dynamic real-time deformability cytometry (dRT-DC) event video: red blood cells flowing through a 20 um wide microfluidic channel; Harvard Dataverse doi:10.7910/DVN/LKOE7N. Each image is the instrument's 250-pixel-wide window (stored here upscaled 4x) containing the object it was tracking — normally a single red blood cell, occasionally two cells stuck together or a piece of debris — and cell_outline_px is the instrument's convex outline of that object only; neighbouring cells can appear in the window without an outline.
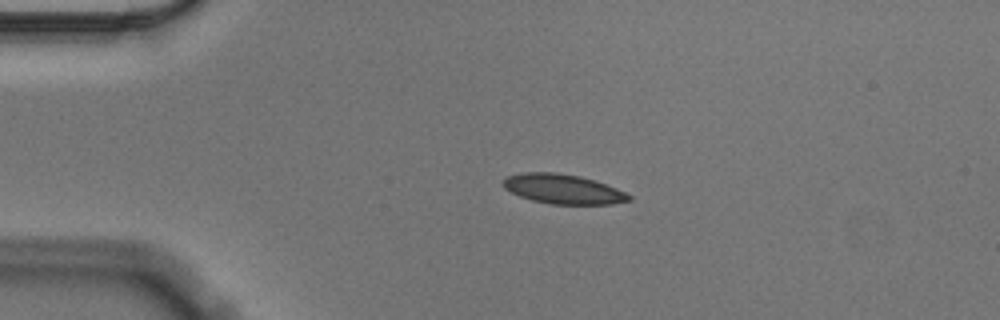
{"species": "Egyptian fruit bat (a non-hibernating species)", "species_latin": "Rousettus aegyptiacus", "temperature_condition": "cold", "stored_images_in_passage": 45, "camera_frame_rate_fps": 3000, "um_per_image_px": 0.085, "animal": {"sex": "male"}, "frame": {"image": 1, "passage_image": 1, "time_ms": 0.0, "image_size_px": [1000, 320], "cell_outline_px": [[632, 200], [612, 204], [552, 204], [532, 200], [520, 196], [504, 188], [504, 176], [524, 172], [556, 172], [580, 176], [616, 188], [632, 196]], "centroid_in_image_um": [47.85, 16.06], "position_along_channel_um": 37.2, "area_um2": 21.56}}
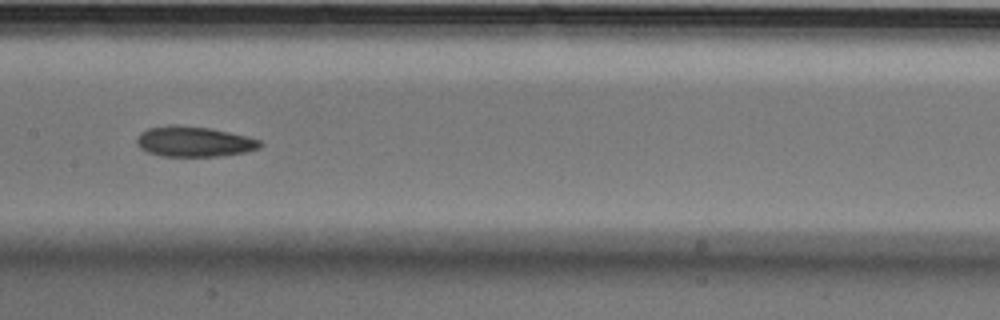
{"frame": {"image": 2, "passage_image": 17, "time_ms": 5.333, "image_size_px": [1000, 320], "cell_outline_px": [[264, 144], [260, 148], [244, 152], [220, 156], [160, 156], [148, 152], [140, 148], [136, 144], [136, 140], [140, 132], [148, 128], [172, 124], [176, 124], [208, 128], [228, 132], [260, 140]], "centroid_in_image_um": [16.46, 12.03], "position_along_channel_um": 190.9, "area_um2": 21.79}}
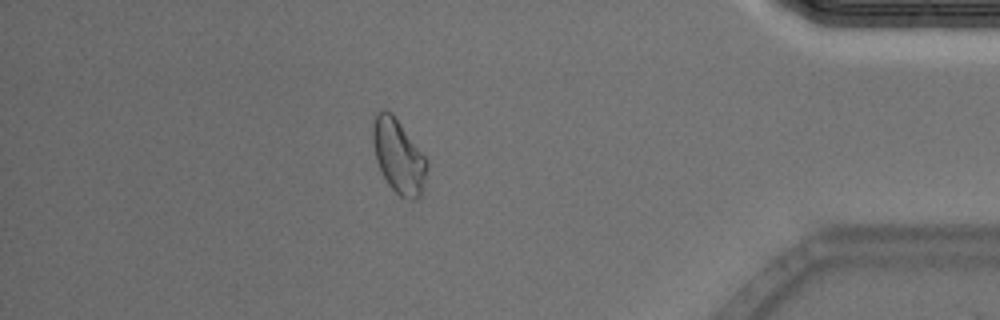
{"frame": {"image": 3, "passage_image": 38, "time_ms": 12.333, "image_size_px": [1000, 320], "cell_outline_px": [[428, 164], [420, 196], [416, 200], [412, 200], [400, 196], [388, 184], [376, 160], [372, 144], [372, 124], [376, 112], [384, 108], [392, 112], [428, 160]], "centroid_in_image_um": [33.85, 13.23], "position_along_channel_um": 401.4, "area_um2": 23.35}, "authors_computed_cell_mechanics": {"area_um2": 22.1952, "velocity_mm_per_s": 3.5335, "shape_relaxation_time_tau1_ms": 6.8655, "shape_relaxation_time_tau2_ms": 9.1593, "deformation_change_tau1": 0.113, "deformation_change_tau2": 0.1237}}